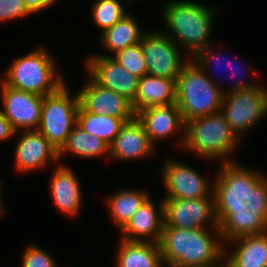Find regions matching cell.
<instances>
[{"label": "cell", "mask_w": 267, "mask_h": 267, "mask_svg": "<svg viewBox=\"0 0 267 267\" xmlns=\"http://www.w3.org/2000/svg\"><path fill=\"white\" fill-rule=\"evenodd\" d=\"M221 164L212 182L223 243L266 233L267 176L234 162Z\"/></svg>", "instance_id": "cell-1"}, {"label": "cell", "mask_w": 267, "mask_h": 267, "mask_svg": "<svg viewBox=\"0 0 267 267\" xmlns=\"http://www.w3.org/2000/svg\"><path fill=\"white\" fill-rule=\"evenodd\" d=\"M213 230L163 225L159 247L164 266L210 267L224 259V250L227 248L220 239L219 227Z\"/></svg>", "instance_id": "cell-2"}, {"label": "cell", "mask_w": 267, "mask_h": 267, "mask_svg": "<svg viewBox=\"0 0 267 267\" xmlns=\"http://www.w3.org/2000/svg\"><path fill=\"white\" fill-rule=\"evenodd\" d=\"M215 8L191 0H171L162 8L168 35L179 47L186 48L191 58L209 42L213 28Z\"/></svg>", "instance_id": "cell-3"}, {"label": "cell", "mask_w": 267, "mask_h": 267, "mask_svg": "<svg viewBox=\"0 0 267 267\" xmlns=\"http://www.w3.org/2000/svg\"><path fill=\"white\" fill-rule=\"evenodd\" d=\"M192 59L176 80V104L184 123L220 112L225 90Z\"/></svg>", "instance_id": "cell-4"}, {"label": "cell", "mask_w": 267, "mask_h": 267, "mask_svg": "<svg viewBox=\"0 0 267 267\" xmlns=\"http://www.w3.org/2000/svg\"><path fill=\"white\" fill-rule=\"evenodd\" d=\"M238 142L239 137L218 112L186 122L182 148L206 159H221L225 163L233 162L228 156Z\"/></svg>", "instance_id": "cell-5"}, {"label": "cell", "mask_w": 267, "mask_h": 267, "mask_svg": "<svg viewBox=\"0 0 267 267\" xmlns=\"http://www.w3.org/2000/svg\"><path fill=\"white\" fill-rule=\"evenodd\" d=\"M56 62L44 47L21 56L6 69L2 82L9 86L40 96L56 92L65 80L56 72Z\"/></svg>", "instance_id": "cell-6"}, {"label": "cell", "mask_w": 267, "mask_h": 267, "mask_svg": "<svg viewBox=\"0 0 267 267\" xmlns=\"http://www.w3.org/2000/svg\"><path fill=\"white\" fill-rule=\"evenodd\" d=\"M67 85L43 97L38 131L59 150L77 124L78 94L70 96Z\"/></svg>", "instance_id": "cell-7"}, {"label": "cell", "mask_w": 267, "mask_h": 267, "mask_svg": "<svg viewBox=\"0 0 267 267\" xmlns=\"http://www.w3.org/2000/svg\"><path fill=\"white\" fill-rule=\"evenodd\" d=\"M220 113L239 137L267 115V89L258 85L225 94Z\"/></svg>", "instance_id": "cell-8"}, {"label": "cell", "mask_w": 267, "mask_h": 267, "mask_svg": "<svg viewBox=\"0 0 267 267\" xmlns=\"http://www.w3.org/2000/svg\"><path fill=\"white\" fill-rule=\"evenodd\" d=\"M140 43L149 75L177 80L182 68L191 59H187L190 56L185 59L179 46L162 31H144Z\"/></svg>", "instance_id": "cell-9"}, {"label": "cell", "mask_w": 267, "mask_h": 267, "mask_svg": "<svg viewBox=\"0 0 267 267\" xmlns=\"http://www.w3.org/2000/svg\"><path fill=\"white\" fill-rule=\"evenodd\" d=\"M162 202L164 226L182 229L206 228L204 223L210 222V228L218 227L214 197L163 198Z\"/></svg>", "instance_id": "cell-10"}, {"label": "cell", "mask_w": 267, "mask_h": 267, "mask_svg": "<svg viewBox=\"0 0 267 267\" xmlns=\"http://www.w3.org/2000/svg\"><path fill=\"white\" fill-rule=\"evenodd\" d=\"M164 161L161 177L166 189L165 198L214 197L213 183L211 184L197 170L171 158Z\"/></svg>", "instance_id": "cell-11"}, {"label": "cell", "mask_w": 267, "mask_h": 267, "mask_svg": "<svg viewBox=\"0 0 267 267\" xmlns=\"http://www.w3.org/2000/svg\"><path fill=\"white\" fill-rule=\"evenodd\" d=\"M1 83L0 112L18 131L37 130L41 120L43 97L34 93L19 90Z\"/></svg>", "instance_id": "cell-12"}, {"label": "cell", "mask_w": 267, "mask_h": 267, "mask_svg": "<svg viewBox=\"0 0 267 267\" xmlns=\"http://www.w3.org/2000/svg\"><path fill=\"white\" fill-rule=\"evenodd\" d=\"M88 76L100 86L113 90L129 101L135 100L139 77L127 71L111 56L93 55L85 62Z\"/></svg>", "instance_id": "cell-13"}, {"label": "cell", "mask_w": 267, "mask_h": 267, "mask_svg": "<svg viewBox=\"0 0 267 267\" xmlns=\"http://www.w3.org/2000/svg\"><path fill=\"white\" fill-rule=\"evenodd\" d=\"M77 92L79 105L88 112L117 118H135L132 102L113 90L97 84L90 76Z\"/></svg>", "instance_id": "cell-14"}, {"label": "cell", "mask_w": 267, "mask_h": 267, "mask_svg": "<svg viewBox=\"0 0 267 267\" xmlns=\"http://www.w3.org/2000/svg\"><path fill=\"white\" fill-rule=\"evenodd\" d=\"M135 117L142 124L154 147L156 142L181 131L183 133L179 136L181 138L178 145L182 148L185 123L176 103L144 108L136 112Z\"/></svg>", "instance_id": "cell-15"}, {"label": "cell", "mask_w": 267, "mask_h": 267, "mask_svg": "<svg viewBox=\"0 0 267 267\" xmlns=\"http://www.w3.org/2000/svg\"><path fill=\"white\" fill-rule=\"evenodd\" d=\"M15 148V166L22 173L45 167L49 160L59 162L58 150L38 131L23 130Z\"/></svg>", "instance_id": "cell-16"}, {"label": "cell", "mask_w": 267, "mask_h": 267, "mask_svg": "<svg viewBox=\"0 0 267 267\" xmlns=\"http://www.w3.org/2000/svg\"><path fill=\"white\" fill-rule=\"evenodd\" d=\"M156 208L150 196L120 229L122 239L159 243L164 225L163 202Z\"/></svg>", "instance_id": "cell-17"}, {"label": "cell", "mask_w": 267, "mask_h": 267, "mask_svg": "<svg viewBox=\"0 0 267 267\" xmlns=\"http://www.w3.org/2000/svg\"><path fill=\"white\" fill-rule=\"evenodd\" d=\"M151 144L142 124L135 117L125 122L120 132L109 145V156L116 160L147 158L153 155Z\"/></svg>", "instance_id": "cell-18"}, {"label": "cell", "mask_w": 267, "mask_h": 267, "mask_svg": "<svg viewBox=\"0 0 267 267\" xmlns=\"http://www.w3.org/2000/svg\"><path fill=\"white\" fill-rule=\"evenodd\" d=\"M50 181V195L56 208L68 216L77 215L81 209L82 191L72 169L60 164L56 167Z\"/></svg>", "instance_id": "cell-19"}, {"label": "cell", "mask_w": 267, "mask_h": 267, "mask_svg": "<svg viewBox=\"0 0 267 267\" xmlns=\"http://www.w3.org/2000/svg\"><path fill=\"white\" fill-rule=\"evenodd\" d=\"M176 103V80L146 74L139 84L132 102L134 112L147 107Z\"/></svg>", "instance_id": "cell-20"}, {"label": "cell", "mask_w": 267, "mask_h": 267, "mask_svg": "<svg viewBox=\"0 0 267 267\" xmlns=\"http://www.w3.org/2000/svg\"><path fill=\"white\" fill-rule=\"evenodd\" d=\"M237 243L235 250L224 256L230 267H266L267 266V232L250 235L230 241Z\"/></svg>", "instance_id": "cell-21"}, {"label": "cell", "mask_w": 267, "mask_h": 267, "mask_svg": "<svg viewBox=\"0 0 267 267\" xmlns=\"http://www.w3.org/2000/svg\"><path fill=\"white\" fill-rule=\"evenodd\" d=\"M116 267H164L159 243L120 240Z\"/></svg>", "instance_id": "cell-22"}, {"label": "cell", "mask_w": 267, "mask_h": 267, "mask_svg": "<svg viewBox=\"0 0 267 267\" xmlns=\"http://www.w3.org/2000/svg\"><path fill=\"white\" fill-rule=\"evenodd\" d=\"M143 34L138 22L127 12L121 20L102 33V45L111 53L98 55L112 57V54L120 50L139 44Z\"/></svg>", "instance_id": "cell-23"}, {"label": "cell", "mask_w": 267, "mask_h": 267, "mask_svg": "<svg viewBox=\"0 0 267 267\" xmlns=\"http://www.w3.org/2000/svg\"><path fill=\"white\" fill-rule=\"evenodd\" d=\"M132 119L94 114L85 111L80 105L77 113V125L92 136L101 138L108 145L113 142L125 122Z\"/></svg>", "instance_id": "cell-24"}, {"label": "cell", "mask_w": 267, "mask_h": 267, "mask_svg": "<svg viewBox=\"0 0 267 267\" xmlns=\"http://www.w3.org/2000/svg\"><path fill=\"white\" fill-rule=\"evenodd\" d=\"M72 153L82 158H95L109 155V145L101 138L83 131L77 124L72 128L66 142L58 150V159L65 153Z\"/></svg>", "instance_id": "cell-25"}, {"label": "cell", "mask_w": 267, "mask_h": 267, "mask_svg": "<svg viewBox=\"0 0 267 267\" xmlns=\"http://www.w3.org/2000/svg\"><path fill=\"white\" fill-rule=\"evenodd\" d=\"M146 193V191L123 189L108 196L106 200L108 211L119 230L149 197Z\"/></svg>", "instance_id": "cell-26"}, {"label": "cell", "mask_w": 267, "mask_h": 267, "mask_svg": "<svg viewBox=\"0 0 267 267\" xmlns=\"http://www.w3.org/2000/svg\"><path fill=\"white\" fill-rule=\"evenodd\" d=\"M211 45L207 46L206 48H203L202 50L198 51L191 59L204 71V72H209L208 69H210V67L208 68V66H210L212 64V62L214 61V64H217L216 67L218 66H224L227 67V69H231V76L235 77V84H233L234 86H232V88L225 92V94L227 93H231L234 91H240V90H247L249 88L258 86V84H253L252 82L248 83V80L245 81L246 79L243 77V81L240 78L239 79V73L240 71H242V68L240 69L238 66H234V62L233 61H228V59L224 58V56H220L221 52L217 51L216 54L213 52V50H211ZM226 57V56H225ZM215 59V60H214ZM222 60V61H221ZM231 60V59H230ZM226 62L225 64H223V62ZM210 63V65H209ZM229 65V66H228ZM212 66V65H211ZM215 67V65H214ZM229 67V68H228ZM241 67V66H240ZM240 69V70H239ZM242 74V72H241ZM240 74V75H241ZM241 77V76H240ZM238 79V80H237ZM240 81V82H239Z\"/></svg>", "instance_id": "cell-27"}, {"label": "cell", "mask_w": 267, "mask_h": 267, "mask_svg": "<svg viewBox=\"0 0 267 267\" xmlns=\"http://www.w3.org/2000/svg\"><path fill=\"white\" fill-rule=\"evenodd\" d=\"M125 8L120 0H96L92 7V18L102 33L121 20Z\"/></svg>", "instance_id": "cell-28"}, {"label": "cell", "mask_w": 267, "mask_h": 267, "mask_svg": "<svg viewBox=\"0 0 267 267\" xmlns=\"http://www.w3.org/2000/svg\"><path fill=\"white\" fill-rule=\"evenodd\" d=\"M112 57L127 71L139 78L147 74L141 43L120 50Z\"/></svg>", "instance_id": "cell-29"}, {"label": "cell", "mask_w": 267, "mask_h": 267, "mask_svg": "<svg viewBox=\"0 0 267 267\" xmlns=\"http://www.w3.org/2000/svg\"><path fill=\"white\" fill-rule=\"evenodd\" d=\"M22 261V267H57L52 255L35 244L27 246Z\"/></svg>", "instance_id": "cell-30"}, {"label": "cell", "mask_w": 267, "mask_h": 267, "mask_svg": "<svg viewBox=\"0 0 267 267\" xmlns=\"http://www.w3.org/2000/svg\"><path fill=\"white\" fill-rule=\"evenodd\" d=\"M28 15L24 0H0V23Z\"/></svg>", "instance_id": "cell-31"}, {"label": "cell", "mask_w": 267, "mask_h": 267, "mask_svg": "<svg viewBox=\"0 0 267 267\" xmlns=\"http://www.w3.org/2000/svg\"><path fill=\"white\" fill-rule=\"evenodd\" d=\"M56 1L57 0H24V4L30 14H35L51 6Z\"/></svg>", "instance_id": "cell-32"}, {"label": "cell", "mask_w": 267, "mask_h": 267, "mask_svg": "<svg viewBox=\"0 0 267 267\" xmlns=\"http://www.w3.org/2000/svg\"><path fill=\"white\" fill-rule=\"evenodd\" d=\"M18 133L13 129L11 123L0 112V141L11 139L12 136H16Z\"/></svg>", "instance_id": "cell-33"}, {"label": "cell", "mask_w": 267, "mask_h": 267, "mask_svg": "<svg viewBox=\"0 0 267 267\" xmlns=\"http://www.w3.org/2000/svg\"><path fill=\"white\" fill-rule=\"evenodd\" d=\"M1 188H2V187H1V184H0V215H1L2 213L5 212V211H4V207H3V205H2L3 203H1V202H2V197H1V195H2L1 192H2V191H1Z\"/></svg>", "instance_id": "cell-34"}, {"label": "cell", "mask_w": 267, "mask_h": 267, "mask_svg": "<svg viewBox=\"0 0 267 267\" xmlns=\"http://www.w3.org/2000/svg\"><path fill=\"white\" fill-rule=\"evenodd\" d=\"M224 261H225V264H224V265H217V264H215V265L210 266V267H230V266L228 265L227 261L225 260V258H224Z\"/></svg>", "instance_id": "cell-35"}]
</instances>
